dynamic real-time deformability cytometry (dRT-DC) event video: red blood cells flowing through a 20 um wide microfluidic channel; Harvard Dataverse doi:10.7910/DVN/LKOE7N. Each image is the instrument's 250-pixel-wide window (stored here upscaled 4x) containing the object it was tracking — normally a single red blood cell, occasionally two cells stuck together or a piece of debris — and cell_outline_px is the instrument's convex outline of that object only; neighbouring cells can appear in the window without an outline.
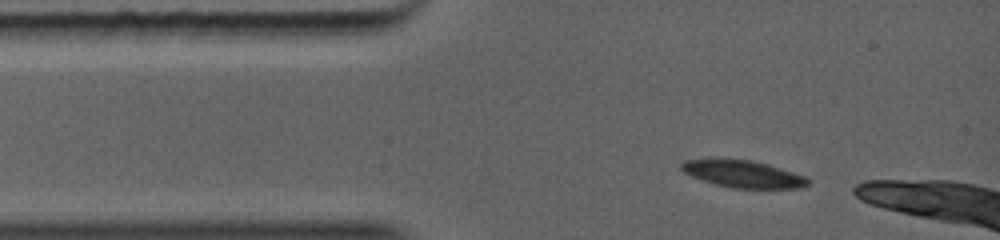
{"species": "common noctule bat (a hibernating species)", "species_latin": "Nyctalus noctula", "temperature_condition": "warm", "stored_images_in_passage": 5, "segment_of_instrument_passage": [1, 2], "camera_frame_rate_fps": 5000, "um_per_image_px": 0.085, "animal": {"sex": "female", "body_mass_g": 19.0, "forearm_length_mm": 56.7}, "frame": {"image": 1, "passage_image": 1, "time_ms": 0.0, "image_size_px": [1000, 240], "cell_outline_px": [[808, 184], [800, 188], [732, 188], [700, 180], [684, 172], [680, 168], [680, 164], [684, 160], [704, 156], [724, 156], [752, 160], [768, 164], [804, 176], [808, 180]], "centroid_in_image_um": [63.01, 14.72], "position_along_channel_um": 22.0, "area_um2": 20.81}}
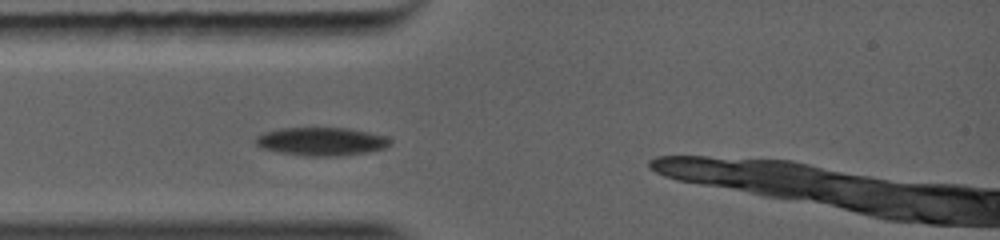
{"frame": {"image": 2, "passage_image": 3, "time_ms": 1.4, "image_size_px": [1000, 240], "cell_outline_px": [[392, 144], [388, 148], [368, 152], [340, 156], [300, 156], [276, 152], [260, 148], [256, 144], [256, 140], [260, 136], [268, 132], [292, 128], [340, 128], [380, 136], [392, 140]], "centroid_in_image_um": [27.32, 12.07], "position_along_channel_um": 57.7, "area_um2": 21.62}}